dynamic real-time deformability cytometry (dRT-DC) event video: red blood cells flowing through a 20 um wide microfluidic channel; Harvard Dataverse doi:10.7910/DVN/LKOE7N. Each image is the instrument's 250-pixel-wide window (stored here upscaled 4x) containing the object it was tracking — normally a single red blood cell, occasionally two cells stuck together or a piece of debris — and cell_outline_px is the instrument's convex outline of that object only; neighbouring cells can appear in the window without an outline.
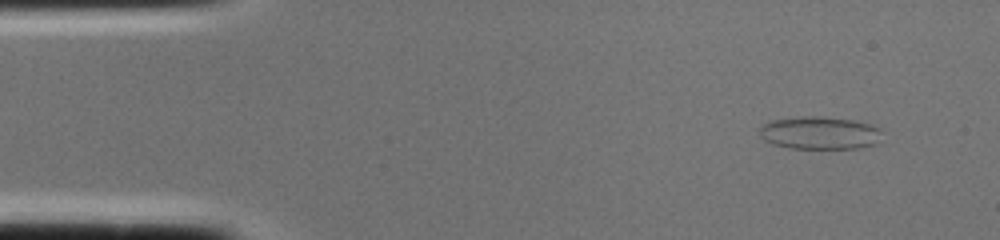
{"species": "common noctule bat (a hibernating species)", "species_latin": "Nyctalus noctula", "temperature_condition": "cold", "stored_images_in_passage": 2, "camera_frame_rate_fps": 3000, "um_per_image_px": 0.085, "animal": {"sex": "female", "body_mass_g": 22.0, "forearm_length_mm": 56.7}, "frame": {"image": 1, "passage_image": 2, "time_ms": 0.333, "image_size_px": [1000, 240], "cell_outline_px": [[880, 128], [876, 144], [860, 148], [788, 148], [772, 144], [764, 140], [760, 136], [760, 128], [764, 124], [772, 120], [804, 116], [820, 116], [852, 120], [872, 124]], "centroid_in_image_um": [69.65, 11.3], "position_along_channel_um": 15.4, "area_um2": 23.29}}